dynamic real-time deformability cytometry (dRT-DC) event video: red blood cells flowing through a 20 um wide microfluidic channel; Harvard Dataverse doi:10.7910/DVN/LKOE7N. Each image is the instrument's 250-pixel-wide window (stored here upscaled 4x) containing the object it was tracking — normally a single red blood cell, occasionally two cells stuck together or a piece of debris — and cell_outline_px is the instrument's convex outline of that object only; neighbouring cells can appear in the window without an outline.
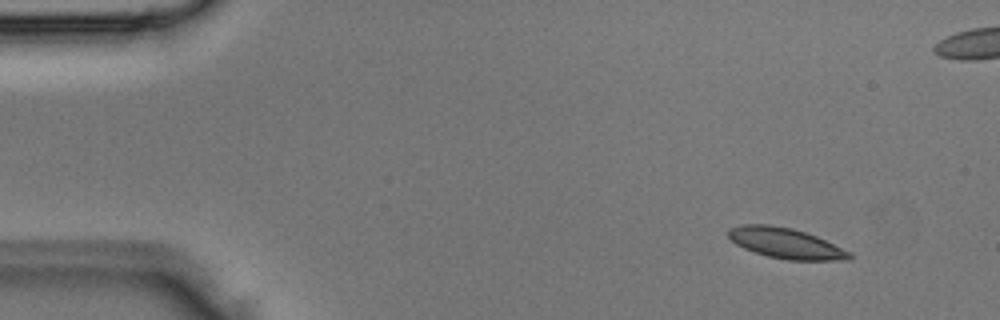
{"species": "Egyptian fruit bat (a non-hibernating species)", "species_latin": "Rousettus aegyptiacus", "temperature_condition": "room temperature", "stored_images_in_passage": 3, "camera_frame_rate_fps": 3000, "um_per_image_px": 0.085, "animal": {"sex": "male"}, "frame": {"image": 1, "passage_image": 3, "time_ms": 0.667, "image_size_px": [1000, 320], "cell_outline_px": [[852, 260], [788, 260], [768, 256], [744, 248], [736, 244], [728, 236], [728, 228], [740, 224], [768, 224], [792, 228], [816, 236], [852, 252]], "centroid_in_image_um": [66.8, 20.67], "position_along_channel_um": 18.2, "area_um2": 21.5}}